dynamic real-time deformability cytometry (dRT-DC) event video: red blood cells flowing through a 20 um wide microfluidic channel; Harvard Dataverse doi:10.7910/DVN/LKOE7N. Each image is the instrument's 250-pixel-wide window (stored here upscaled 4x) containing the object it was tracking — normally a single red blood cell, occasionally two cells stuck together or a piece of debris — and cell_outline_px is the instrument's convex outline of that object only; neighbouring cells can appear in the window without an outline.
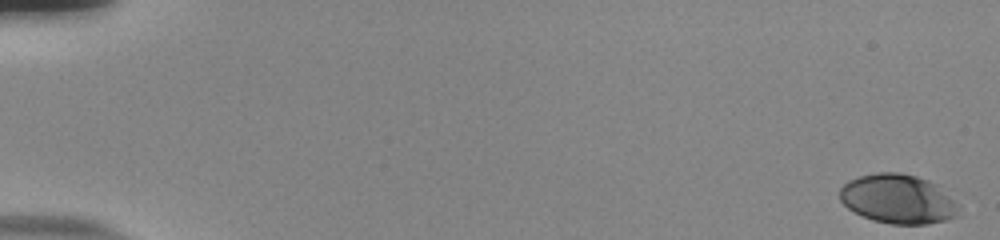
{"species": "human", "species_latin": "Homo sapiens", "temperature_condition": "room temperature", "stored_images_in_passage": 55, "camera_frame_rate_fps": 3000, "um_per_image_px": 0.085, "donor": {"sex": "male"}, "frame": {"image": 1, "passage_image": 1, "time_ms": 0.0, "image_size_px": [1000, 240], "cell_outline_px": [[960, 216], [928, 224], [892, 224], [872, 220], [848, 208], [840, 200], [840, 188], [848, 180], [860, 176], [876, 172], [900, 172], [916, 176], [928, 180], [936, 184], [956, 204]], "centroid_in_image_um": [76.31, 16.91], "position_along_channel_um": 8.7, "area_um2": 33.93}}
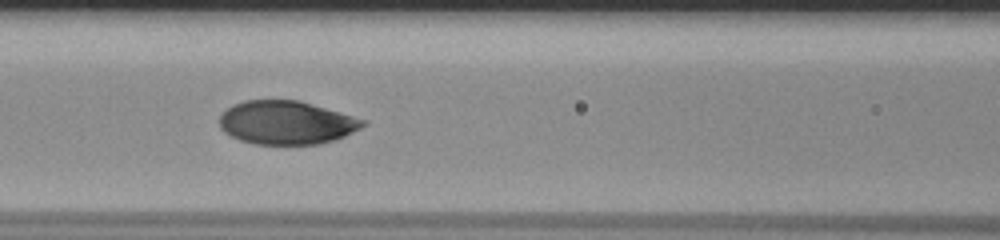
{"frame": {"image": 2, "passage_image": 26, "time_ms": 8.333, "image_size_px": [1000, 240], "cell_outline_px": [[368, 124], [344, 136], [320, 144], [256, 144], [240, 140], [224, 132], [220, 128], [220, 116], [232, 104], [244, 100], [300, 100], [368, 120]], "centroid_in_image_um": [24.37, 10.41], "position_along_channel_um": 142.2, "area_um2": 36.41}}
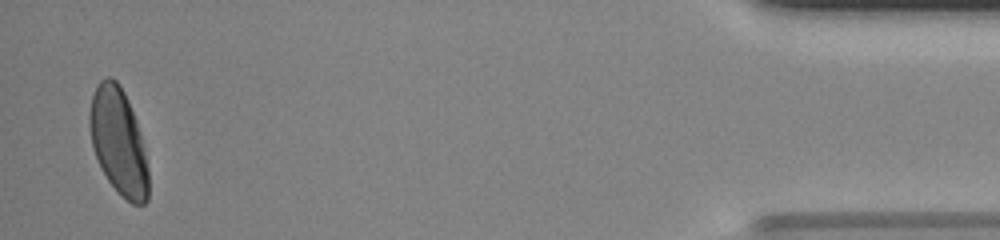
{"frame": {"image": 3, "passage_image": 54, "time_ms": 17.667, "image_size_px": [1000, 240], "cell_outline_px": [[148, 200], [144, 204], [132, 204], [120, 196], [108, 180], [96, 156], [92, 144], [88, 124], [88, 116], [92, 96], [96, 84], [104, 76], [112, 76], [120, 84], [128, 100], [136, 120], [140, 132], [148, 168]], "centroid_in_image_um": [10.06, 12.01], "position_along_channel_um": 425.1, "area_um2": 36.65}, "authors_computed_cell_mechanics": {"area_um2": 36.5296, "velocity_mm_per_s": 3.8234, "shape_relaxation_time_tau1_ms": 3.1832, "shape_relaxation_time_tau2_ms": null, "deformation_change_tau1": 0.1589, "deformation_change_tau2": null}}